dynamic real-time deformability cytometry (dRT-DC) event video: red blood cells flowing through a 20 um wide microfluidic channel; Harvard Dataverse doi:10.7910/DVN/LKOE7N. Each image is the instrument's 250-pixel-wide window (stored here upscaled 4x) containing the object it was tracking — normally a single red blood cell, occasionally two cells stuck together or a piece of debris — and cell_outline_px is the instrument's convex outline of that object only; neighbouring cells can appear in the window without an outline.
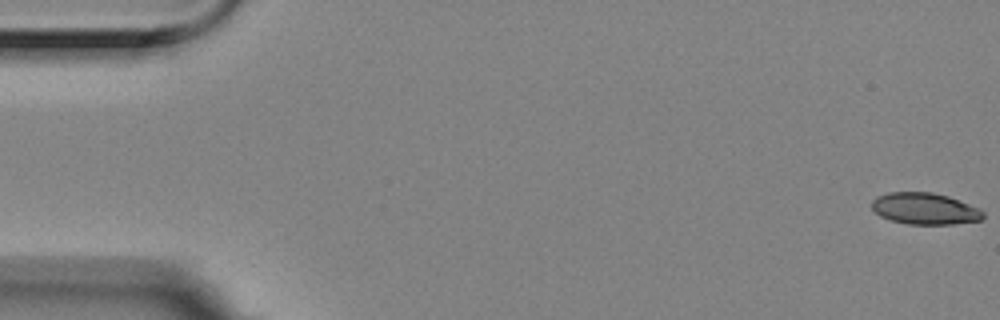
{"species": "Egyptian fruit bat (a non-hibernating species)", "species_latin": "Rousettus aegyptiacus", "temperature_condition": "room temperature", "stored_images_in_passage": 5, "camera_frame_rate_fps": 3000, "um_per_image_px": 0.085, "animal": {"sex": "female"}, "frame": {"image": 1, "passage_image": 1, "time_ms": 0.0, "image_size_px": [1000, 320], "cell_outline_px": [[984, 216], [980, 220], [952, 224], [908, 224], [888, 220], [880, 216], [872, 208], [872, 200], [876, 196], [888, 192], [932, 192], [948, 196], [980, 208], [984, 212]], "centroid_in_image_um": [78.59, 17.73], "position_along_channel_um": 6.4, "area_um2": 20.58}}